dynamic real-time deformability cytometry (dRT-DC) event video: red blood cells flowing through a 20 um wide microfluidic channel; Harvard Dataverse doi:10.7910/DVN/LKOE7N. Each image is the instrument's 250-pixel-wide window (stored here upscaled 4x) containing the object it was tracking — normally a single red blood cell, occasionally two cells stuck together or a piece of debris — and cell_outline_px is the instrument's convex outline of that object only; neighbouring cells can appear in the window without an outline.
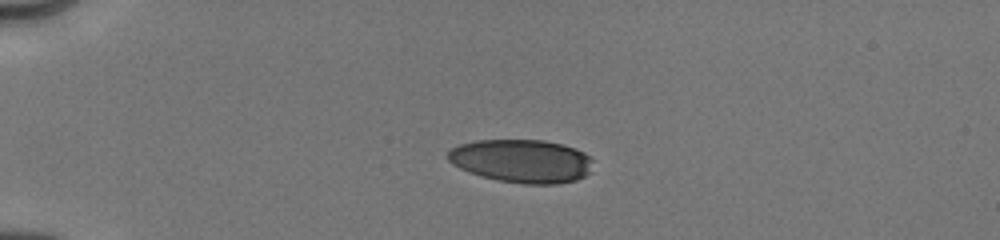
{"species": "human", "species_latin": "Homo sapiens", "temperature_condition": "cold", "stored_images_in_passage": 14, "camera_frame_rate_fps": 3000, "um_per_image_px": 0.085, "donor": {"sex": "male"}, "frame": {"image": 1, "passage_image": 3, "time_ms": 1.667, "image_size_px": [1000, 240], "cell_outline_px": [[592, 160], [588, 172], [584, 176], [576, 180], [556, 184], [524, 184], [500, 180], [484, 176], [460, 168], [452, 164], [448, 160], [448, 152], [452, 148], [460, 144], [476, 140], [544, 140], [576, 148], [584, 152]], "centroid_in_image_um": [44.35, 13.67], "position_along_channel_um": 40.7, "area_um2": 36.24}}
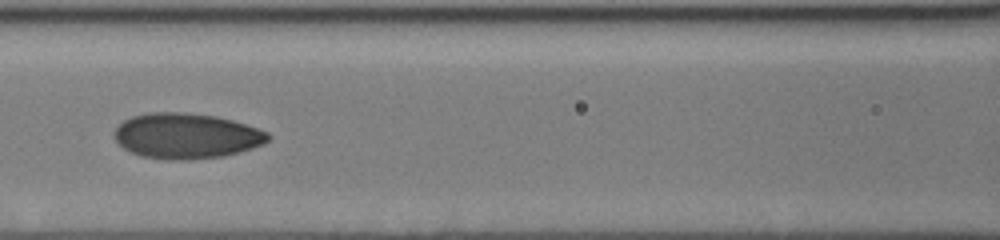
{"frame": {"image": 2, "passage_image": 11, "time_ms": 5.667, "image_size_px": [1000, 240], "cell_outline_px": [[272, 136], [264, 144], [252, 148], [224, 156], [184, 160], [168, 160], [144, 156], [132, 152], [124, 148], [116, 140], [116, 128], [124, 120], [132, 116], [148, 112], [184, 112], [216, 116], [232, 120], [268, 132]], "centroid_in_image_um": [15.86, 11.54], "position_along_channel_um": 150.7, "area_um2": 40.46}}
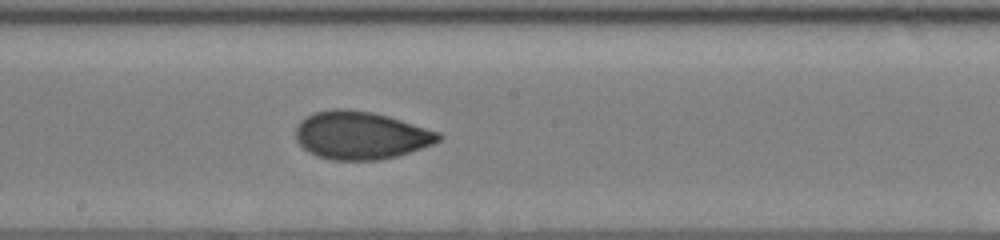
{"frame": {"image": 3, "passage_image": 14, "time_ms": 7.333, "image_size_px": [1000, 240], "cell_outline_px": [[444, 136], [440, 140], [432, 144], [396, 156], [380, 160], [332, 160], [316, 156], [308, 152], [296, 140], [296, 128], [300, 120], [312, 112], [336, 108], [348, 108], [372, 112], [388, 116], [440, 132]], "centroid_in_image_um": [30.64, 11.49], "position_along_channel_um": 217.6, "area_um2": 40.0}}